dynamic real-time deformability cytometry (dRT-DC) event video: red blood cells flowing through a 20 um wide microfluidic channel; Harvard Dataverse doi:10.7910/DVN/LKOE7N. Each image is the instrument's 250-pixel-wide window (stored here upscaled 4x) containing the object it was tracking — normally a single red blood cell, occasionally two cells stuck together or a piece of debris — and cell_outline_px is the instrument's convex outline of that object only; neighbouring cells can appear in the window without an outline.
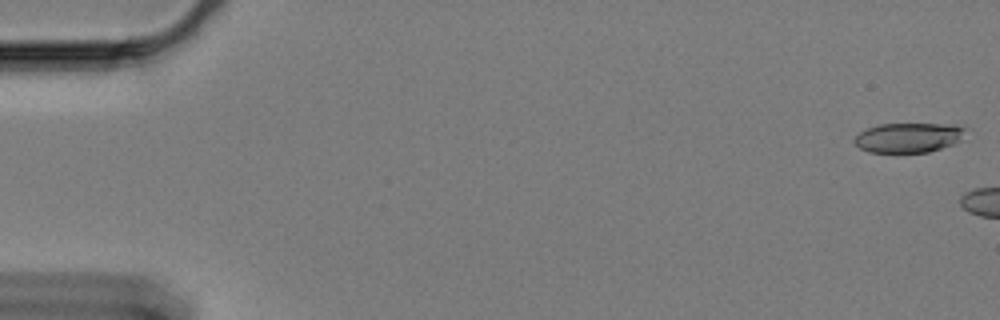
{"species": "Egyptian fruit bat (a non-hibernating species)", "species_latin": "Rousettus aegyptiacus", "temperature_condition": "cold", "stored_images_in_passage": 9, "camera_frame_rate_fps": 3000, "um_per_image_px": 0.085, "animal": {"sex": "female"}, "frame": {"image": 1, "passage_image": 1, "time_ms": 0.0, "image_size_px": [1000, 320], "cell_outline_px": [[972, 128], [960, 140], [952, 144], [928, 152], [868, 152], [860, 148], [852, 140], [860, 132], [868, 128], [880, 124], [956, 124]], "centroid_in_image_um": [77.3, 11.68], "position_along_channel_um": 7.7, "area_um2": 19.42}}